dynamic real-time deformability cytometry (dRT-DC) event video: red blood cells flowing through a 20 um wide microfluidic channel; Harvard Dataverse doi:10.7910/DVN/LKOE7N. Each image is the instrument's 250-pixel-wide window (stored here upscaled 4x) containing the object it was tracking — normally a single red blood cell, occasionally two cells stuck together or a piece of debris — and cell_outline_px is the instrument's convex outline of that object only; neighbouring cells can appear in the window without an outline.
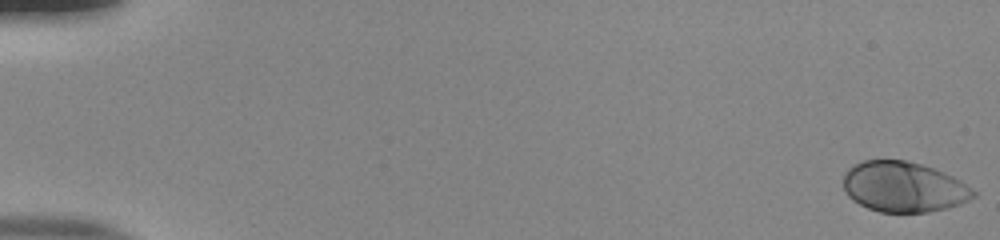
{"species": "human", "species_latin": "Homo sapiens", "temperature_condition": "room temperature", "stored_images_in_passage": 54, "camera_frame_rate_fps": 3000, "um_per_image_px": 0.085, "donor": {"sex": "male"}, "frame": {"image": 1, "passage_image": 1, "time_ms": 0.0, "image_size_px": [1000, 240], "cell_outline_px": [[976, 196], [960, 204], [948, 208], [928, 212], [880, 212], [868, 208], [852, 200], [848, 196], [844, 188], [844, 172], [848, 168], [864, 160], [904, 160], [920, 164], [944, 172], [960, 180], [976, 192]], "centroid_in_image_um": [76.81, 15.89], "position_along_channel_um": 8.2, "area_um2": 38.09}}
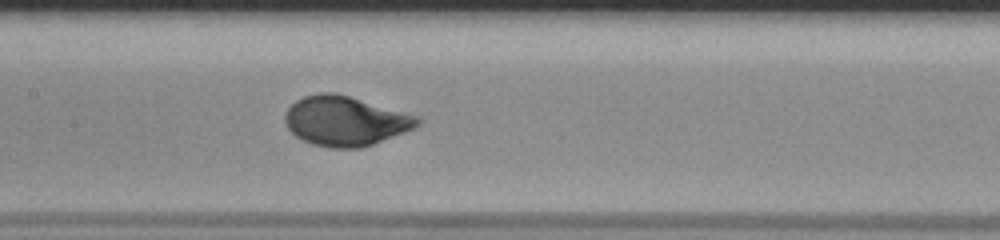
{"frame": {"image": 2, "passage_image": 28, "time_ms": 9.0, "image_size_px": [1000, 240], "cell_outline_px": [[424, 120], [416, 128], [372, 144], [360, 148], [332, 148], [312, 144], [296, 136], [288, 128], [284, 120], [284, 116], [288, 108], [296, 100], [304, 96], [320, 92], [336, 92], [420, 116]], "centroid_in_image_um": [29.39, 10.27], "position_along_channel_um": 178.0, "area_um2": 38.55}}
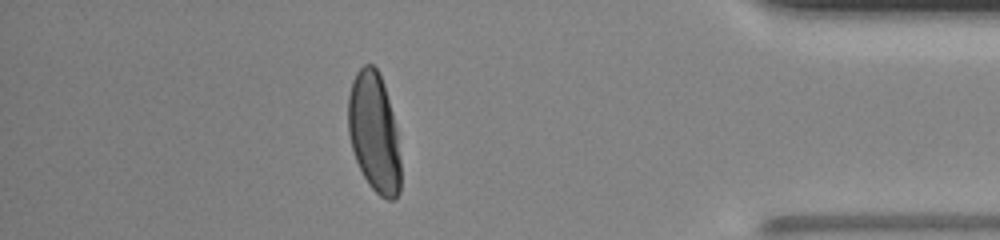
{"frame": {"image": 3, "passage_image": 48, "time_ms": 15.667, "image_size_px": [1000, 240], "cell_outline_px": [[400, 192], [392, 200], [388, 200], [380, 196], [368, 184], [356, 160], [352, 148], [348, 132], [348, 96], [352, 80], [356, 72], [364, 64], [372, 64], [376, 68], [380, 76], [392, 112], [396, 128], [400, 160]], "centroid_in_image_um": [31.79, 11.28], "position_along_channel_um": 403.4, "area_um2": 36.3}, "authors_computed_cell_mechanics": {"area_um2": 37.7145, "velocity_mm_per_s": 3.8675, "shape_relaxation_time_tau1_ms": 2.5894, "shape_relaxation_time_tau2_ms": null, "deformation_change_tau1": 0.1679, "deformation_change_tau2": null}}